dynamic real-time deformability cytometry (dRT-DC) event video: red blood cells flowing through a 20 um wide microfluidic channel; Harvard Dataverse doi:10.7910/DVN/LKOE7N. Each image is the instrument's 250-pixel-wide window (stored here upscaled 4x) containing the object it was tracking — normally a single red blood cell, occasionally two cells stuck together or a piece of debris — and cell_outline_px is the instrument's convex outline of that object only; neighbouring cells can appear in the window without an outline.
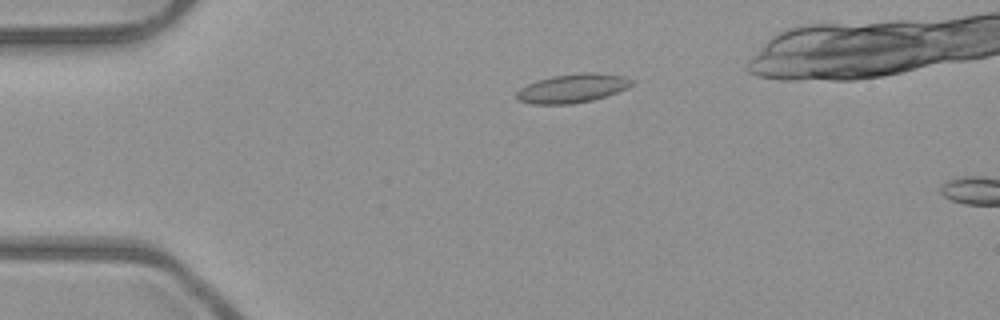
{"species": "common noctule bat (a hibernating species)", "species_latin": "Nyctalus noctula", "temperature_condition": "room temperature", "stored_images_in_passage": 6, "camera_frame_rate_fps": 3000, "um_per_image_px": 0.085, "animal": {"sex": "male", "body_mass_g": 23.1, "forearm_length_mm": 52.7}, "frame": {"image": 1, "passage_image": 3, "time_ms": 0.667, "image_size_px": [1000, 320], "cell_outline_px": [[632, 84], [628, 88], [592, 100], [572, 104], [532, 104], [516, 100], [516, 92], [520, 88], [536, 80], [552, 76], [584, 72], [596, 72], [624, 76], [632, 80]], "centroid_in_image_um": [48.62, 7.5], "position_along_channel_um": 36.4, "area_um2": 19.36}}